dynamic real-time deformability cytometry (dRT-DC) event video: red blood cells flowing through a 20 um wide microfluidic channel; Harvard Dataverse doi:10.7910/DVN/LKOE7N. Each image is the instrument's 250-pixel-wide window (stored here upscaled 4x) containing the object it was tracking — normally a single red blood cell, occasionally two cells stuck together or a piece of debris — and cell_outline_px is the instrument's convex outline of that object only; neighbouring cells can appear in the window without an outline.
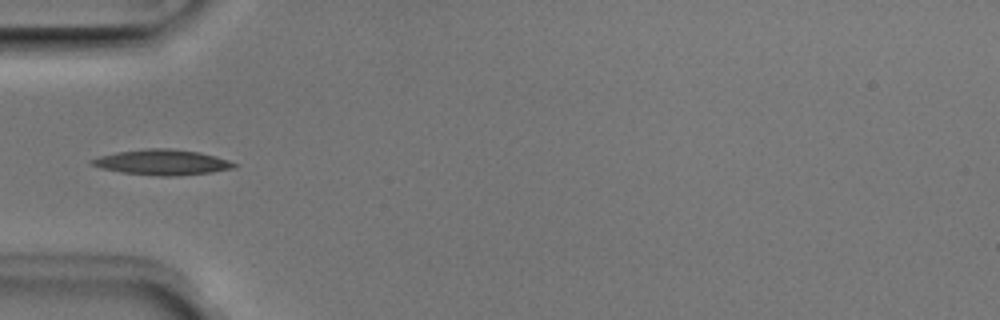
{"species": "Egyptian fruit bat (a non-hibernating species)", "species_latin": "Rousettus aegyptiacus", "temperature_condition": "room temperature", "stored_images_in_passage": 5, "camera_frame_rate_fps": 3000, "um_per_image_px": 0.085, "animal": {"sex": "male"}, "frame": {"image": 1, "passage_image": 4, "time_ms": 1.0, "image_size_px": [1000, 320], "cell_outline_px": [[236, 168], [212, 172], [176, 176], [160, 176], [120, 172], [100, 168], [88, 164], [88, 160], [100, 156], [116, 152], [148, 148], [168, 148], [200, 152], [216, 156], [228, 160], [236, 164]], "centroid_in_image_um": [13.75, 13.79], "position_along_channel_um": 71.2, "area_um2": 21.21}}